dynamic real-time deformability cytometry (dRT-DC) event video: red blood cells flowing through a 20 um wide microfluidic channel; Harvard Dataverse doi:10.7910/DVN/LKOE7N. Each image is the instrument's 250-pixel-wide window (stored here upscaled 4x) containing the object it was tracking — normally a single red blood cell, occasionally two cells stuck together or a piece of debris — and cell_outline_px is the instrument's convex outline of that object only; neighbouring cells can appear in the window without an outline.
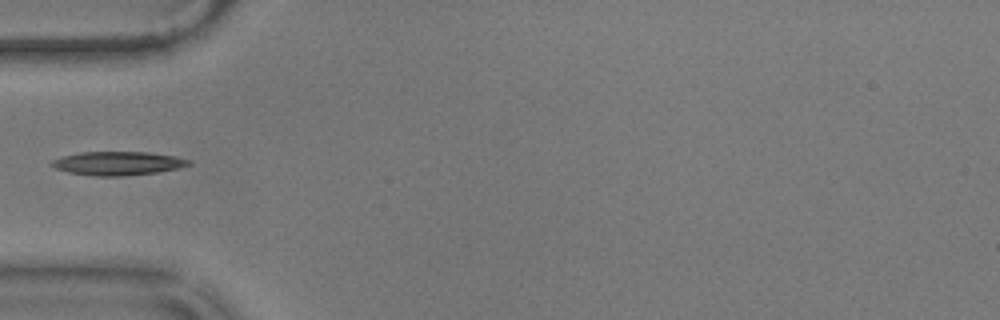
{"species": "common noctule bat (a hibernating species)", "species_latin": "Nyctalus noctula", "temperature_condition": "warm", "stored_images_in_passage": 39, "camera_frame_rate_fps": 3000, "um_per_image_px": 0.085, "animal": {"sex": "male", "body_mass_g": 17.9}, "frame": {"image": 1, "passage_image": 1, "time_ms": 0.0, "image_size_px": [1000, 320], "cell_outline_px": [[192, 164], [180, 168], [156, 172], [124, 176], [96, 176], [68, 172], [56, 168], [52, 164], [52, 160], [60, 156], [80, 152], [148, 152], [172, 156], [192, 160]], "centroid_in_image_um": [10.03, 13.88], "position_along_channel_um": 75.0, "area_um2": 18.84}}
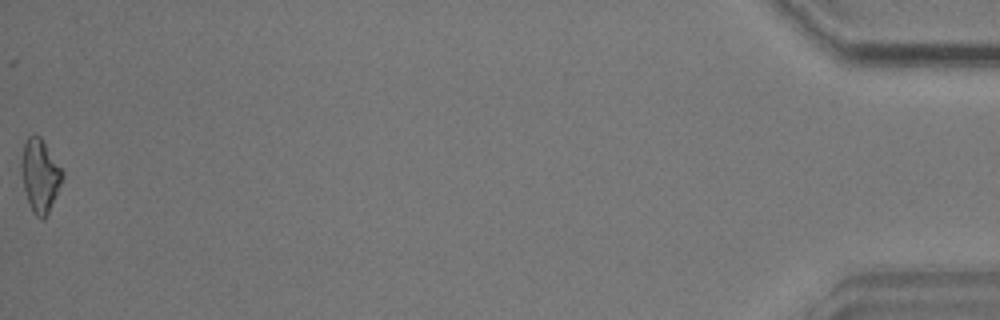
{"frame": {"image": 2, "passage_image": 39, "time_ms": 12.667, "image_size_px": [1000, 320], "cell_outline_px": [[64, 176], [48, 212], [44, 220], [40, 220], [32, 212], [24, 188], [20, 172], [20, 160], [24, 144], [28, 136], [40, 136], [64, 168]], "centroid_in_image_um": [3.41, 14.9], "position_along_channel_um": 431.8, "area_um2": 17.69}}